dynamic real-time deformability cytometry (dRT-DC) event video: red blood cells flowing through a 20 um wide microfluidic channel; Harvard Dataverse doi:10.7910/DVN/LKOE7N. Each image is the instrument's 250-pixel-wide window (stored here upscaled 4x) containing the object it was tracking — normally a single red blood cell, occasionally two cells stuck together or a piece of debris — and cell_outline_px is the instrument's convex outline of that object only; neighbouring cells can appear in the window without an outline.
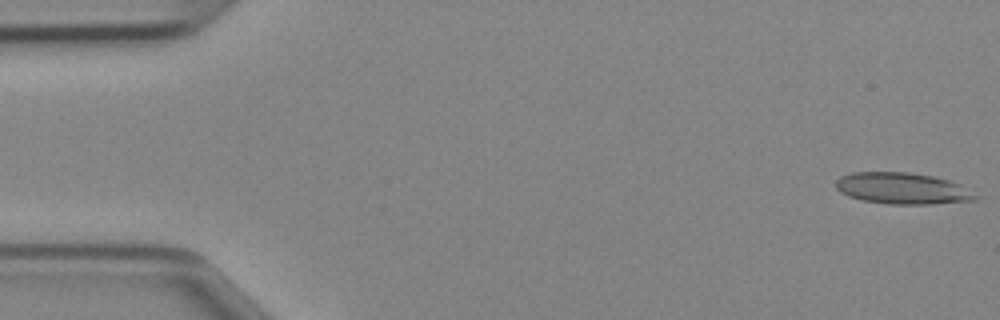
{"species": "Egyptian fruit bat (a non-hibernating species)", "species_latin": "Rousettus aegyptiacus", "temperature_condition": "cold", "stored_images_in_passage": 46, "camera_frame_rate_fps": 3000, "um_per_image_px": 0.085, "animal": {"sex": "female"}, "frame": {"image": 1, "passage_image": 1, "time_ms": 0.0, "image_size_px": [1000, 320], "cell_outline_px": [[976, 200], [932, 204], [888, 204], [860, 200], [848, 196], [840, 192], [836, 188], [836, 180], [840, 176], [852, 172], [908, 172], [932, 176], [948, 180], [960, 184], [976, 196]], "centroid_in_image_um": [76.64, 16.01], "position_along_channel_um": 8.4, "area_um2": 25.49}}
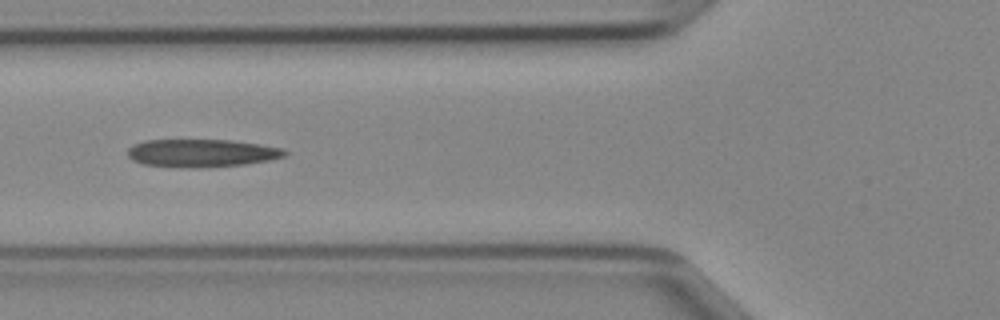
{"frame": {"image": 2, "passage_image": 17, "time_ms": 5.333, "image_size_px": [1000, 320], "cell_outline_px": [[288, 152], [284, 156], [272, 160], [244, 164], [200, 168], [180, 168], [144, 164], [132, 160], [128, 156], [128, 148], [132, 144], [144, 140], [232, 140], [260, 144], [284, 148]], "centroid_in_image_um": [17.14, 13.01], "position_along_channel_um": 108.7, "area_um2": 25.84}}
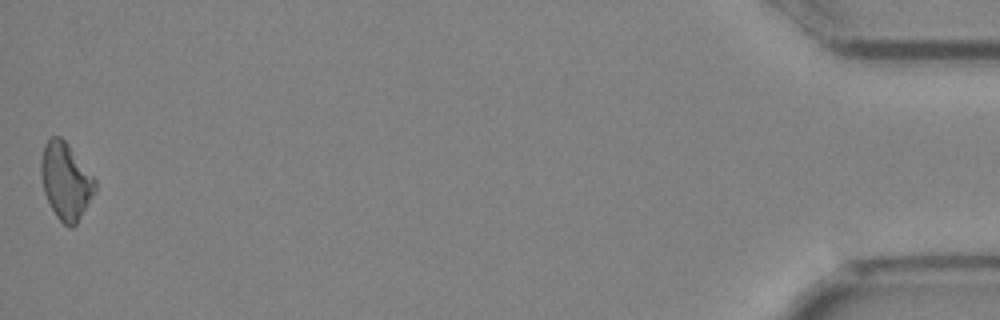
{"frame": {"image": 3, "passage_image": 46, "time_ms": 15.0, "image_size_px": [1000, 320], "cell_outline_px": [[96, 188], [92, 196], [76, 224], [72, 228], [68, 228], [56, 216], [44, 192], [40, 176], [40, 160], [44, 144], [52, 136], [60, 136], [68, 144], [96, 180]], "centroid_in_image_um": [5.56, 15.38], "position_along_channel_um": 429.6, "area_um2": 23.99}}